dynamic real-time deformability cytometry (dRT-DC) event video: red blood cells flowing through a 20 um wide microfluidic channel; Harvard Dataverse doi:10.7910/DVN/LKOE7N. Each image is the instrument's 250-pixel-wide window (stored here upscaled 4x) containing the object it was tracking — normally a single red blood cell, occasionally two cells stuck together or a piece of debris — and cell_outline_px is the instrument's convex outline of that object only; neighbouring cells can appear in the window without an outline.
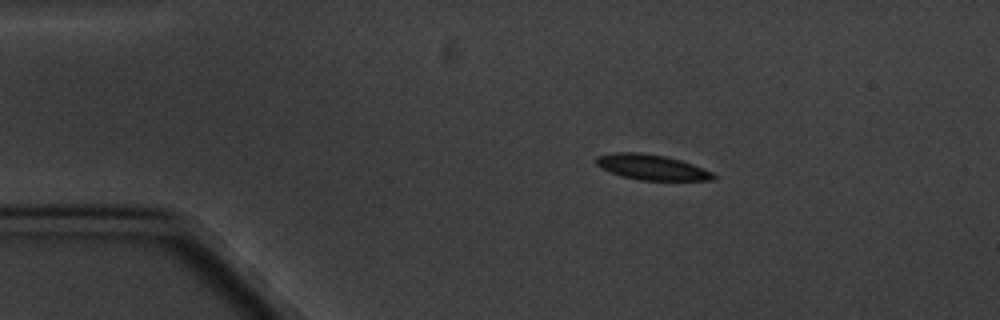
{"species": "common noctule bat (a hibernating species)", "species_latin": "Nyctalus noctula", "temperature_condition": "cold", "stored_images_in_passage": 4, "camera_frame_rate_fps": 3000, "um_per_image_px": 0.085, "animal": {"sex": "male", "body_mass_g": 20.1, "forearm_length_mm": 53.5}, "frame": {"image": 1, "passage_image": 1, "time_ms": 0.0, "image_size_px": [1000, 320], "cell_outline_px": [[716, 180], [640, 180], [620, 176], [600, 168], [596, 164], [596, 156], [616, 152], [640, 152], [664, 156], [680, 160], [692, 164], [712, 172], [716, 176]], "centroid_in_image_um": [55.36, 14.21], "position_along_channel_um": 29.6, "area_um2": 17.28}}
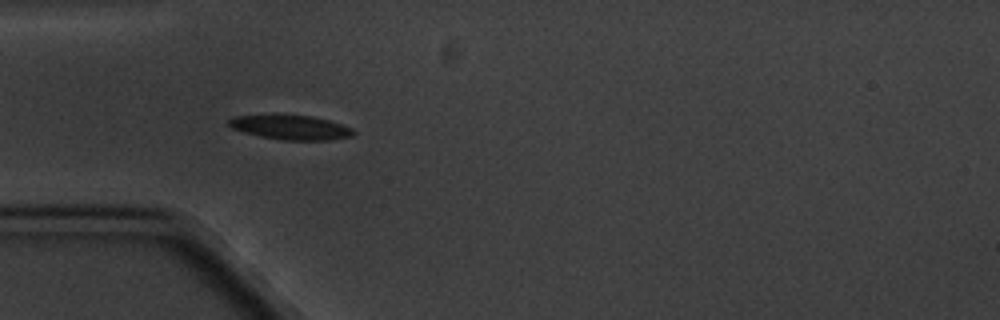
{"frame": {"image": 2, "passage_image": 3, "time_ms": 2.333, "image_size_px": [1000, 320], "cell_outline_px": [[356, 132], [352, 136], [328, 140], [284, 140], [260, 136], [244, 132], [232, 128], [228, 124], [228, 120], [236, 116], [272, 112], [276, 112], [312, 116], [328, 120], [352, 128]], "centroid_in_image_um": [24.66, 10.78], "position_along_channel_um": 60.3, "area_um2": 18.38}}